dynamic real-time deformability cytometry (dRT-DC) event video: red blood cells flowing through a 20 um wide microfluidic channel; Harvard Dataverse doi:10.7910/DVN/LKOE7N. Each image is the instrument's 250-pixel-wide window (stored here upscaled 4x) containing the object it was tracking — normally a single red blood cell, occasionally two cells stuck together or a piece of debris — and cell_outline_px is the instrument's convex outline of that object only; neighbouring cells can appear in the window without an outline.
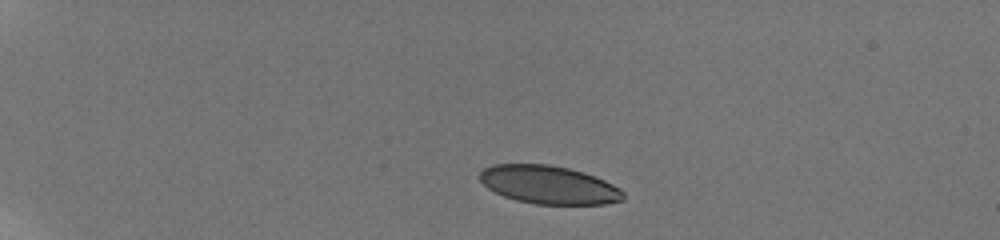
{"species": "human", "species_latin": "Homo sapiens", "temperature_condition": "room temperature", "stored_images_in_passage": 9, "camera_frame_rate_fps": 3000, "um_per_image_px": 0.085, "donor": {"sex": "male"}, "frame": {"image": 1, "passage_image": 1, "time_ms": 0.0, "image_size_px": [1000, 240], "cell_outline_px": [[624, 200], [604, 204], [536, 204], [516, 200], [504, 196], [488, 188], [480, 180], [480, 172], [484, 168], [492, 164], [548, 164], [568, 168], [584, 172], [604, 180], [620, 188], [624, 192]], "centroid_in_image_um": [46.66, 15.7], "position_along_channel_um": 38.3, "area_um2": 31.91}}
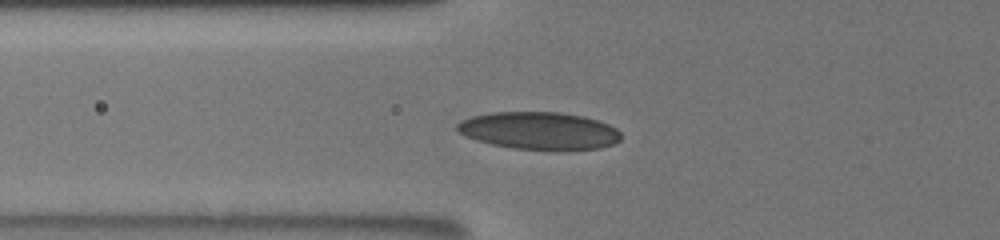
{"frame": {"image": 2, "passage_image": 6, "time_ms": 3.333, "image_size_px": [1000, 240], "cell_outline_px": [[620, 140], [616, 144], [600, 148], [568, 152], [556, 152], [512, 148], [492, 144], [476, 140], [464, 136], [456, 128], [456, 124], [460, 120], [472, 116], [492, 112], [560, 112], [584, 116], [600, 120], [616, 128], [620, 132]], "centroid_in_image_um": [45.88, 11.14], "position_along_channel_um": 79.9, "area_um2": 36.88}}